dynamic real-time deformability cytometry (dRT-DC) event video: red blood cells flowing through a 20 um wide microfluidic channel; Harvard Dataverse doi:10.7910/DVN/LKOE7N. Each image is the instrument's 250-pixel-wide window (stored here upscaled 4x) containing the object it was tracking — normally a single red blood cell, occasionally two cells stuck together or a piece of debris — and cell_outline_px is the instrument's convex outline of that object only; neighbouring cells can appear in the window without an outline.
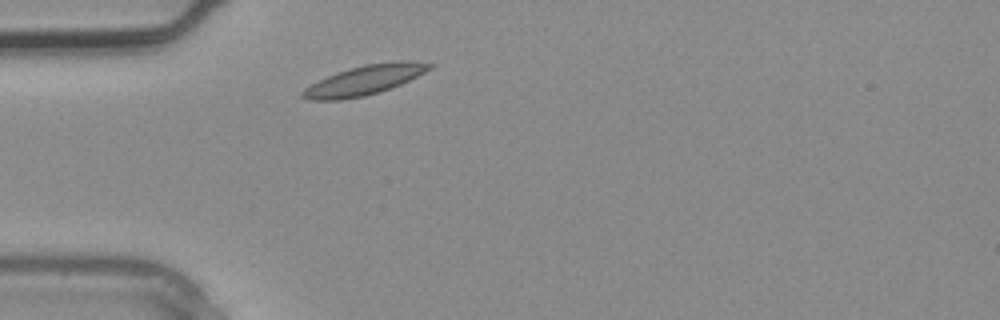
{"species": "common noctule bat (a hibernating species)", "species_latin": "Nyctalus noctula", "temperature_condition": "warm", "stored_images_in_passage": 1, "camera_frame_rate_fps": 3000, "um_per_image_px": 0.085, "animal": {"sex": "male", "body_mass_g": 20.4}, "frame": {"image": 1, "passage_image": 1, "time_ms": 0.0, "image_size_px": [1000, 320], "cell_outline_px": [[436, 64], [432, 68], [400, 84], [364, 96], [340, 100], [312, 100], [300, 96], [300, 92], [304, 88], [336, 72], [348, 68], [364, 64], [400, 60], [404, 60]], "centroid_in_image_um": [30.96, 6.8], "position_along_channel_um": 54.0, "area_um2": 21.62}}